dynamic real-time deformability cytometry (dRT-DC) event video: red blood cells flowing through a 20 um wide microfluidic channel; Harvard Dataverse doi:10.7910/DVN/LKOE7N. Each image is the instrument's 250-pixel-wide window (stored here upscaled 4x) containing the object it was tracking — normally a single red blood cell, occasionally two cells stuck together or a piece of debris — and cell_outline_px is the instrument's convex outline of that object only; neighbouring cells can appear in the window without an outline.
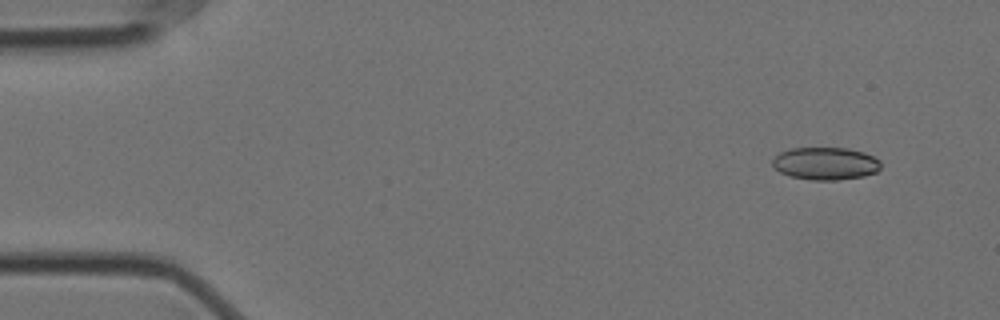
{"species": "Egyptian fruit bat (a non-hibernating species)", "species_latin": "Rousettus aegyptiacus", "temperature_condition": "cold", "stored_images_in_passage": 37, "camera_frame_rate_fps": 3000, "um_per_image_px": 0.085, "animal": {"sex": "female"}, "frame": {"image": 1, "passage_image": 1, "time_ms": 0.0, "image_size_px": [1000, 320], "cell_outline_px": [[880, 168], [876, 172], [864, 176], [836, 180], [812, 180], [788, 176], [780, 172], [772, 164], [772, 156], [780, 152], [792, 148], [848, 148], [864, 152], [880, 160]], "centroid_in_image_um": [70.14, 13.9], "position_along_channel_um": 14.9, "area_um2": 20.69}}
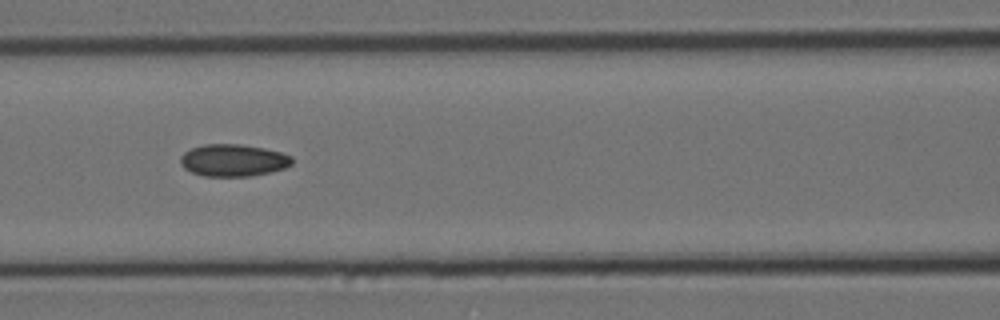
{"frame": {"image": 2, "passage_image": 21, "time_ms": 6.667, "image_size_px": [1000, 320], "cell_outline_px": [[292, 164], [284, 168], [268, 172], [248, 176], [204, 176], [192, 172], [184, 168], [180, 164], [180, 156], [184, 152], [192, 148], [204, 144], [240, 144], [264, 148], [280, 152], [292, 156]], "centroid_in_image_um": [19.8, 13.62], "position_along_channel_um": 146.8, "area_um2": 20.81}}
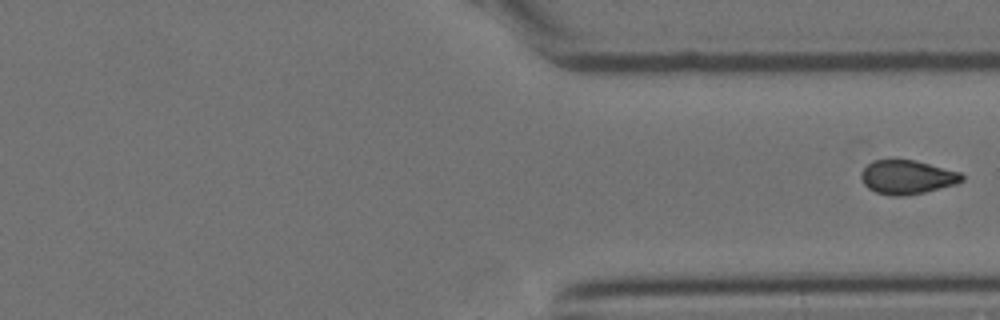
{"frame": {"image": 3, "passage_image": 37, "time_ms": 12.0, "image_size_px": [1000, 320], "cell_outline_px": [[964, 180], [956, 184], [924, 192], [904, 196], [892, 196], [876, 192], [868, 188], [860, 180], [860, 172], [872, 160], [916, 160], [960, 172], [964, 176]], "centroid_in_image_um": [77.09, 15.05], "position_along_channel_um": 334.3, "area_um2": 20.0}}